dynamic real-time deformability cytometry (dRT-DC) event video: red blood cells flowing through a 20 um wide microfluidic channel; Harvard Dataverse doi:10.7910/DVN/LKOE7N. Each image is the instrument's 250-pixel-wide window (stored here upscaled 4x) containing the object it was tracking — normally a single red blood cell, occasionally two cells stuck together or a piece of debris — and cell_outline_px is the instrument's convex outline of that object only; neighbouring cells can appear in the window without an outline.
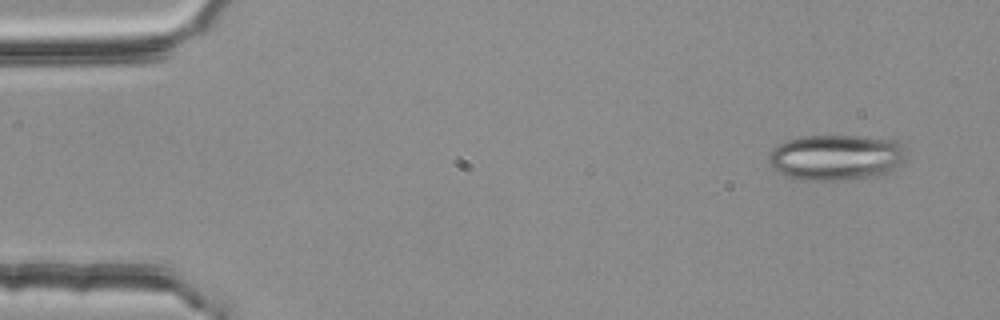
{"species": "common noctule bat (a hibernating species)", "species_latin": "Nyctalus noctula", "temperature_condition": "room temperature", "stored_images_in_passage": 3, "camera_frame_rate_fps": 3000, "um_per_image_px": 0.085, "animal": {"sex": "female", "body_mass_g": 25.1}, "frame": {"image": 1, "passage_image": 1, "time_ms": 0.0, "image_size_px": [1000, 320], "cell_outline_px": [[904, 160], [896, 168], [884, 176], [832, 180], [804, 180], [788, 176], [776, 172], [772, 168], [768, 160], [768, 156], [772, 148], [776, 144], [784, 140], [800, 136], [856, 136], [900, 140], [904, 144]], "centroid_in_image_um": [71.07, 13.37], "position_along_channel_um": 13.9, "area_um2": 37.22}}